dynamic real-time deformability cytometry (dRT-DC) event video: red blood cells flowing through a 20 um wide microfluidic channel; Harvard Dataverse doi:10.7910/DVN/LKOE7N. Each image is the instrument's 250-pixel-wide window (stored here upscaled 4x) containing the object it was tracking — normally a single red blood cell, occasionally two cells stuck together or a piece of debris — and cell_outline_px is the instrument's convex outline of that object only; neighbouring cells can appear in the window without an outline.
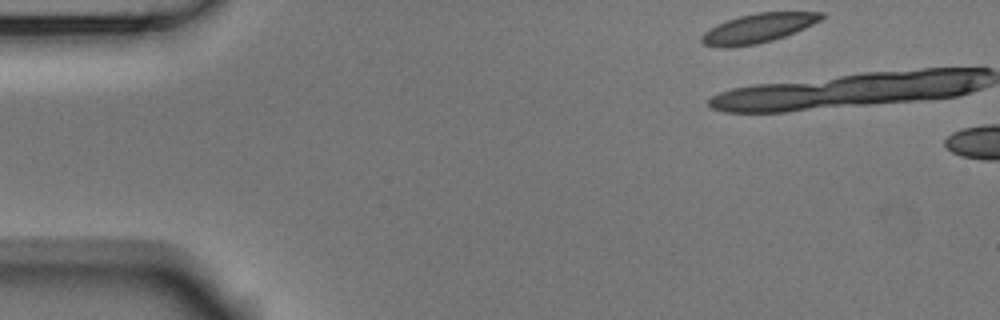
{"species": "Egyptian fruit bat (a non-hibernating species)", "species_latin": "Rousettus aegyptiacus", "temperature_condition": "room temperature", "stored_images_in_passage": 2, "camera_frame_rate_fps": 3000, "um_per_image_px": 0.085, "animal": {"sex": "male"}, "frame": {"image": 1, "passage_image": 1, "time_ms": 0.0, "image_size_px": [1000, 320], "cell_outline_px": [[824, 16], [820, 20], [796, 32], [772, 40], [756, 44], [728, 48], [720, 48], [704, 44], [700, 40], [700, 36], [704, 32], [716, 24], [740, 16], [756, 12], [824, 12]], "centroid_in_image_um": [64.4, 2.4], "position_along_channel_um": 20.6, "area_um2": 20.35}}